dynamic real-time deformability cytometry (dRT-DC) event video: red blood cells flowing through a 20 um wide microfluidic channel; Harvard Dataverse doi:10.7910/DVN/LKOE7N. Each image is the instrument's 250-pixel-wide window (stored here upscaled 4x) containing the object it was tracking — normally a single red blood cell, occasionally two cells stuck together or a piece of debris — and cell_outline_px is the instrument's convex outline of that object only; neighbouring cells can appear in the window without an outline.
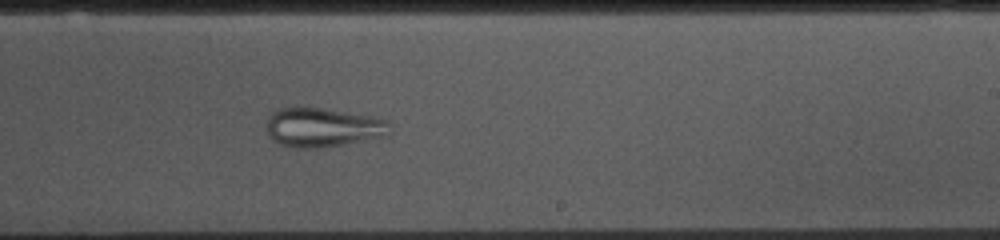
{"species": "common noctule bat (a hibernating species)", "species_latin": "Nyctalus noctula", "temperature_condition": "cold", "stored_images_in_passage": 53, "camera_frame_rate_fps": 3000, "um_per_image_px": 0.085, "animal": {"sex": "female", "body_mass_g": 10.0, "forearm_length_mm": 53.1}, "frame": {"image": 1, "passage_image": 31, "time_ms": 10.0, "image_size_px": [1000, 240], "cell_outline_px": [[392, 124], [388, 136], [344, 144], [320, 148], [300, 148], [280, 144], [272, 140], [268, 132], [268, 116], [276, 108], [300, 104], [304, 104], [372, 116], [388, 120]], "centroid_in_image_um": [27.44, 10.78], "position_along_channel_um": 261.6, "area_um2": 29.13}}
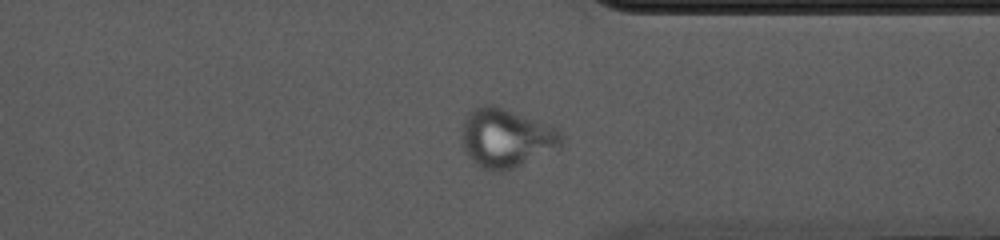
{"frame": {"image": 2, "passage_image": 40, "time_ms": 13.0, "image_size_px": [1000, 240], "cell_outline_px": [[564, 136], [560, 144], [512, 168], [496, 172], [480, 168], [468, 156], [460, 140], [464, 120], [468, 112], [472, 108], [484, 104], [492, 104], [504, 108], [556, 128], [564, 132]], "centroid_in_image_um": [42.93, 11.7], "position_along_channel_um": 368.5, "area_um2": 33.52}}
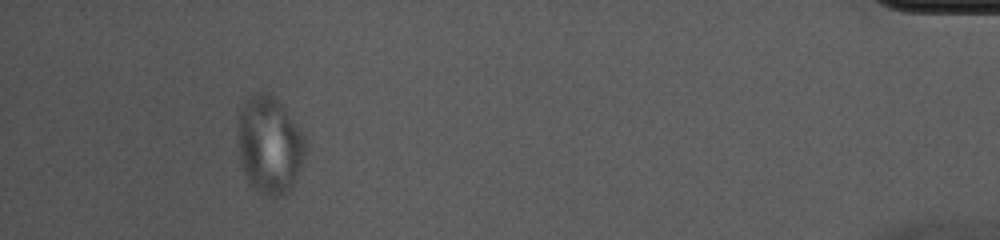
{"frame": {"image": 3, "passage_image": 49, "time_ms": 16.0, "image_size_px": [1000, 240], "cell_outline_px": [[304, 156], [300, 168], [292, 188], [284, 196], [268, 196], [256, 192], [252, 188], [240, 164], [236, 144], [236, 136], [240, 108], [248, 96], [256, 92], [268, 92], [284, 108], [300, 128], [304, 136]], "centroid_in_image_um": [22.85, 12.34], "position_along_channel_um": 412.3, "area_um2": 38.9}}